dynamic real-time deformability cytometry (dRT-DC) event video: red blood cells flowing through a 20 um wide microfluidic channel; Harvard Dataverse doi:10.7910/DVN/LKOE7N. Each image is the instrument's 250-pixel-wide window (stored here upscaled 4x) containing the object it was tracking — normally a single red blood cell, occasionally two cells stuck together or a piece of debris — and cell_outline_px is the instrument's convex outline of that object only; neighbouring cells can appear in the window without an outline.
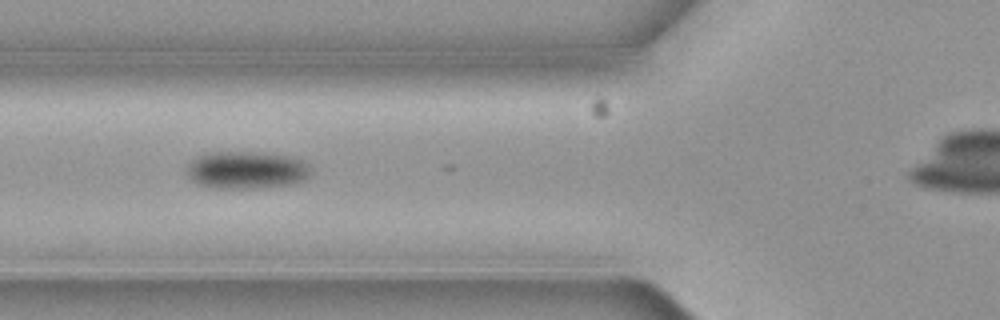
{"species": "common noctule bat (a hibernating species)", "species_latin": "Nyctalus noctula", "temperature_condition": "cold", "stored_images_in_passage": 10, "camera_frame_rate_fps": 3000, "um_per_image_px": 0.085, "animal": {"sex": "female", "body_mass_g": 19.3, "forearm_length_mm": 54.1}, "frame": {"image": 1, "passage_image": 4, "time_ms": 1.0, "image_size_px": [1000, 320], "cell_outline_px": [[312, 172], [304, 180], [296, 184], [256, 188], [208, 188], [196, 184], [188, 176], [188, 164], [192, 160], [208, 152], [264, 152], [288, 156], [300, 160]], "centroid_in_image_um": [20.93, 14.47], "position_along_channel_um": 104.9, "area_um2": 27.17}}
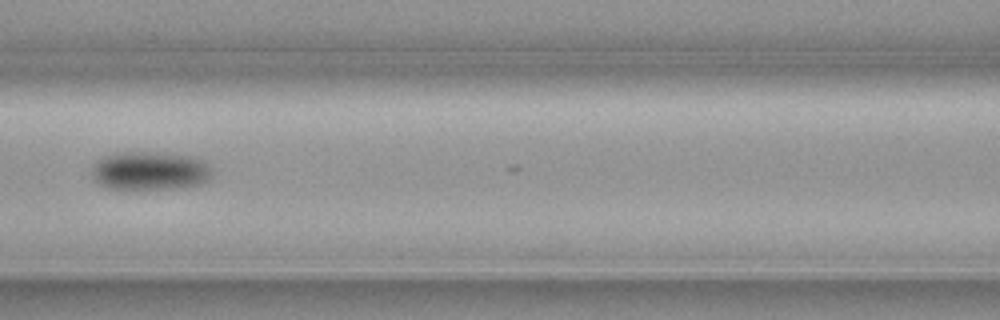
{"frame": {"image": 2, "passage_image": 5, "time_ms": 1.333, "image_size_px": [1000, 320], "cell_outline_px": [[212, 172], [208, 180], [200, 184], [180, 188], [108, 188], [92, 180], [92, 164], [100, 156], [116, 152], [160, 152], [196, 156], [204, 160], [208, 164]], "centroid_in_image_um": [12.72, 14.48], "position_along_channel_um": 153.9, "area_um2": 27.46}}
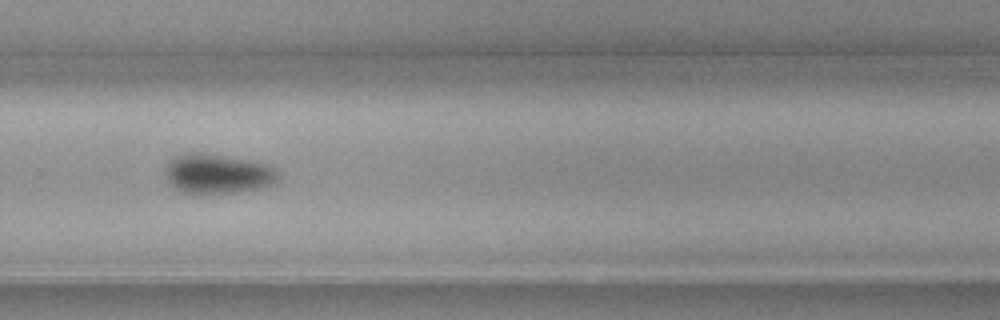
{"frame": {"image": 3, "passage_image": 9, "time_ms": 2.667, "image_size_px": [1000, 320], "cell_outline_px": [[280, 180], [276, 184], [260, 188], [236, 192], [184, 192], [168, 184], [164, 172], [168, 164], [176, 156], [188, 152], [200, 152], [248, 160], [264, 164], [272, 168], [276, 172]], "centroid_in_image_um": [18.49, 14.76], "position_along_channel_um": 311.3, "area_um2": 25.66}}